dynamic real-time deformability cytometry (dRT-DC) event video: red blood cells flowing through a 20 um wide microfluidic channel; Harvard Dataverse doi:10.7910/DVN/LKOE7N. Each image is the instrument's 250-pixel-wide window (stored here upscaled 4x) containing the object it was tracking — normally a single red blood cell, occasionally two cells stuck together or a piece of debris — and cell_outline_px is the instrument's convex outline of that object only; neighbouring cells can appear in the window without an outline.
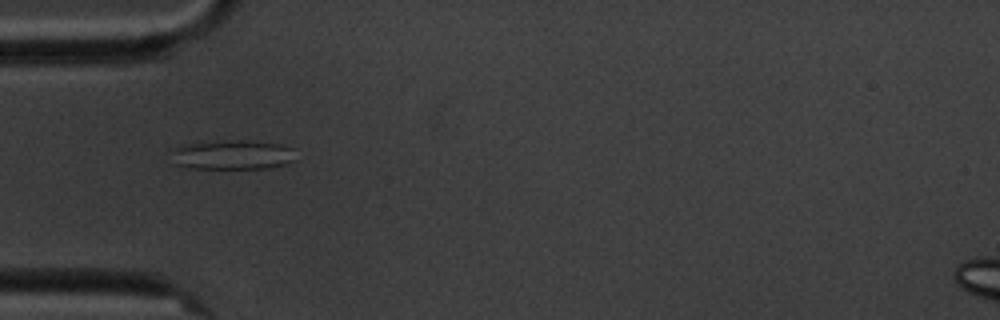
{"species": "common noctule bat (a hibernating species)", "species_latin": "Nyctalus noctula", "temperature_condition": "cold", "stored_images_in_passage": 5, "camera_frame_rate_fps": 3000, "um_per_image_px": 0.085, "animal": {"sex": "male", "body_mass_g": 20.1, "forearm_length_mm": 53.5}, "frame": {"image": 1, "passage_image": 4, "time_ms": 3.667, "image_size_px": [1000, 320], "cell_outline_px": [[296, 160], [284, 164], [268, 168], [192, 168], [172, 164], [176, 148], [192, 144], [236, 140], [240, 140], [280, 144], [292, 148]], "centroid_in_image_um": [19.83, 13.18], "position_along_channel_um": 65.2, "area_um2": 20.75}}
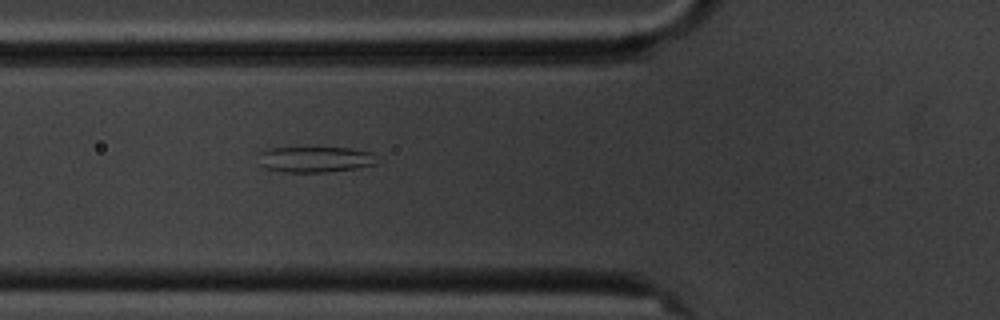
{"frame": {"image": 2, "passage_image": 5, "time_ms": 4.667, "image_size_px": [1000, 320], "cell_outline_px": [[376, 164], [356, 168], [328, 172], [284, 172], [264, 168], [260, 164], [260, 152], [268, 148], [304, 144], [348, 148], [372, 152]], "centroid_in_image_um": [26.71, 13.49], "position_along_channel_um": 99.1, "area_um2": 18.79}}